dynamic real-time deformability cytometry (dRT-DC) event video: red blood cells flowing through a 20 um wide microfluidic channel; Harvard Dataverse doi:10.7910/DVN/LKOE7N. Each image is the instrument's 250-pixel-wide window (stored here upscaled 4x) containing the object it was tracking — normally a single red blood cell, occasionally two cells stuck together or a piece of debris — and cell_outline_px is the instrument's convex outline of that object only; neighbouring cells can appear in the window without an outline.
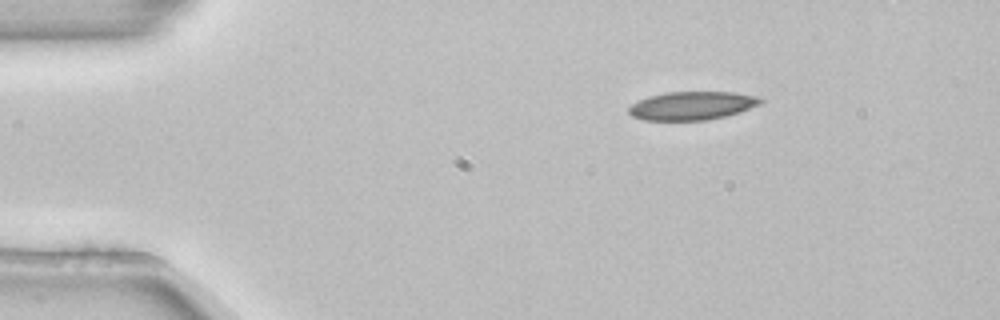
{"species": "common noctule bat (a hibernating species)", "species_latin": "Nyctalus noctula", "temperature_condition": "room temperature", "stored_images_in_passage": 3, "camera_frame_rate_fps": 3000, "um_per_image_px": 0.085, "animal": {"sex": "female", "body_mass_g": 22.7, "forearm_length_mm": 54.2}, "frame": {"image": 1, "passage_image": 3, "time_ms": 0.667, "image_size_px": [1000, 320], "cell_outline_px": [[764, 100], [760, 104], [740, 112], [708, 120], [644, 120], [632, 116], [628, 112], [628, 108], [632, 104], [648, 96], [664, 92], [732, 92], [760, 96]], "centroid_in_image_um": [58.84, 8.98], "position_along_channel_um": 26.2, "area_um2": 21.85}}